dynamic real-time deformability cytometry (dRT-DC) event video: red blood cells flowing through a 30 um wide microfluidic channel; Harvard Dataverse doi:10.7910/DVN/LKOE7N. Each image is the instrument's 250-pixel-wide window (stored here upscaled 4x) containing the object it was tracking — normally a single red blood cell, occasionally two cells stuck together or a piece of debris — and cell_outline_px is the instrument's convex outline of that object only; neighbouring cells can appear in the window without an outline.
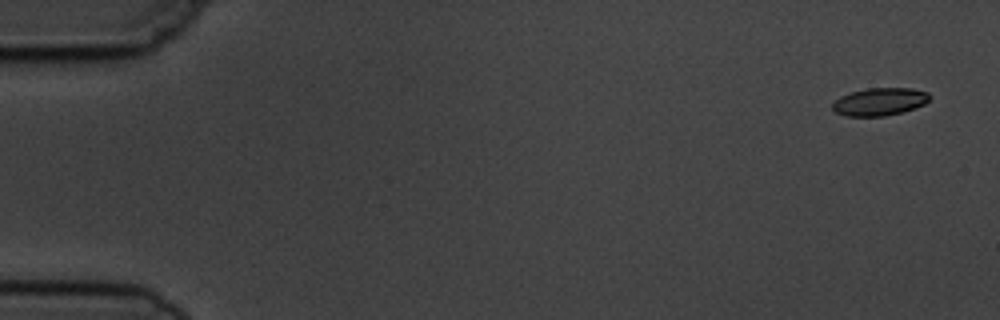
{"species": "common noctule bat (a hibernating species)", "species_latin": "Nyctalus noctula", "temperature_condition": "cold", "stored_images_in_passage": 4, "camera_frame_rate_fps": 3000, "um_per_image_px": 0.085, "animal": {"sex": "male", "body_mass_g": 19.5, "forearm_length_mm": 54.6}, "frame": {"image": 1, "passage_image": 1, "time_ms": 0.0, "image_size_px": [1000, 320], "cell_outline_px": [[928, 100], [924, 104], [900, 112], [884, 116], [844, 116], [836, 112], [832, 108], [832, 104], [840, 96], [852, 92], [868, 88], [912, 88], [928, 92]], "centroid_in_image_um": [74.73, 8.64], "position_along_channel_um": 10.3, "area_um2": 15.43}}